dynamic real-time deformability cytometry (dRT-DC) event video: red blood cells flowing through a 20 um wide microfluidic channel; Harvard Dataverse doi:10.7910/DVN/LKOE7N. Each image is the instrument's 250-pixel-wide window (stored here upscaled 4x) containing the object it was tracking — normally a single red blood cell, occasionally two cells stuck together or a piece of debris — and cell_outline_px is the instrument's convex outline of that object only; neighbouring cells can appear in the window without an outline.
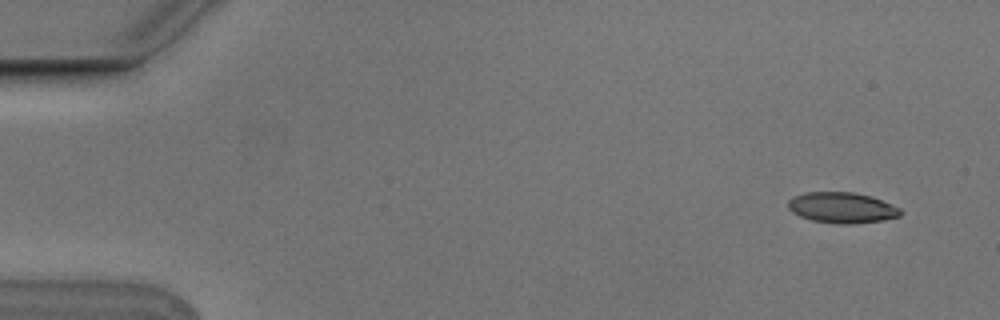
{"species": "Egyptian fruit bat (a non-hibernating species)", "species_latin": "Rousettus aegyptiacus", "temperature_condition": "cold", "stored_images_in_passage": 6, "camera_frame_rate_fps": 3000, "um_per_image_px": 0.085, "animal": {"sex": "male"}, "frame": {"image": 1, "passage_image": 1, "time_ms": 0.0, "image_size_px": [1000, 320], "cell_outline_px": [[904, 212], [900, 216], [884, 220], [852, 224], [836, 224], [812, 220], [800, 216], [792, 212], [788, 208], [788, 200], [792, 196], [804, 192], [852, 192], [868, 196], [880, 200], [900, 208]], "centroid_in_image_um": [71.54, 17.66], "position_along_channel_um": 13.5, "area_um2": 20.17}}
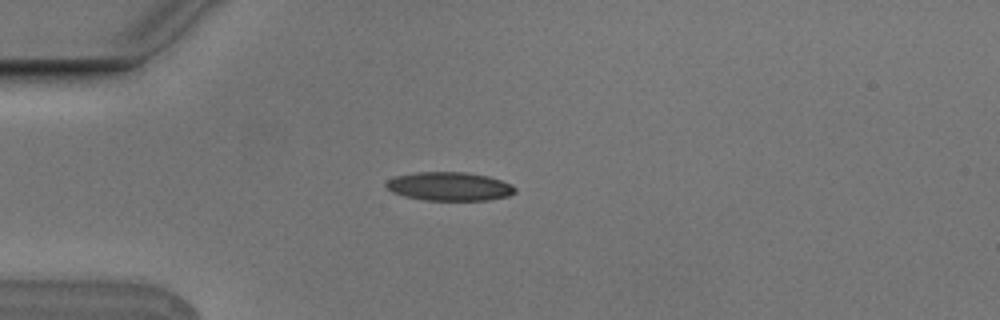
{"frame": {"image": 2, "passage_image": 4, "time_ms": 1.0, "image_size_px": [1000, 320], "cell_outline_px": [[516, 192], [508, 196], [488, 200], [424, 200], [404, 196], [392, 192], [384, 184], [388, 180], [396, 176], [416, 172], [468, 172], [488, 176], [512, 184], [516, 188]], "centroid_in_image_um": [38.21, 15.84], "position_along_channel_um": 46.8, "area_um2": 21.56}}